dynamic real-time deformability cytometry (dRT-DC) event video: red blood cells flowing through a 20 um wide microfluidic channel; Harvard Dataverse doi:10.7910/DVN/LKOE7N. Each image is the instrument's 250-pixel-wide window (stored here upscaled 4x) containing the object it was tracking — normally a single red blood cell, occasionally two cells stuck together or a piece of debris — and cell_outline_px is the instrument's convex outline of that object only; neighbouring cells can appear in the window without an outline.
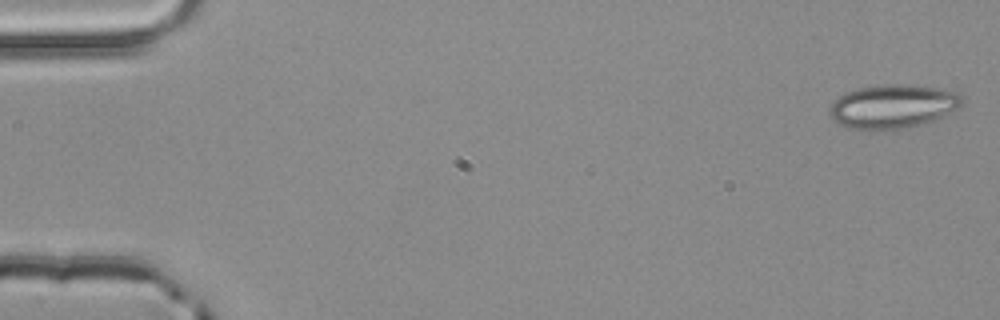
{"species": "common noctule bat (a hibernating species)", "species_latin": "Nyctalus noctula", "temperature_condition": "room temperature", "stored_images_in_passage": 3, "camera_frame_rate_fps": 3000, "um_per_image_px": 0.085, "animal": {"sex": "male", "body_mass_g": 20.4}, "frame": {"image": 1, "passage_image": 1, "time_ms": 0.0, "image_size_px": [1000, 320], "cell_outline_px": [[964, 104], [960, 108], [936, 120], [920, 124], [900, 128], [848, 128], [832, 120], [828, 112], [828, 108], [832, 100], [856, 88], [884, 84], [912, 84], [940, 88], [960, 92], [964, 100]], "centroid_in_image_um": [75.94, 9.01], "position_along_channel_um": 9.1, "area_um2": 34.04}}